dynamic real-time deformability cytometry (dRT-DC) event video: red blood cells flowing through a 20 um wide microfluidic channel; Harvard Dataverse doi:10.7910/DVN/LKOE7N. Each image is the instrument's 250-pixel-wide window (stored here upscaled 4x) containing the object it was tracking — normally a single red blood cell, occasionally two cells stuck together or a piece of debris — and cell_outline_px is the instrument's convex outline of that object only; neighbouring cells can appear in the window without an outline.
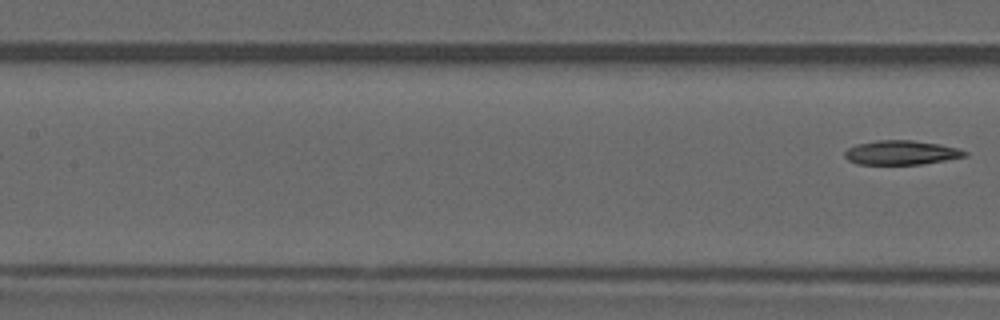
{"species": "common noctule bat (a hibernating species)", "species_latin": "Nyctalus noctula", "temperature_condition": "warm", "stored_images_in_passage": 4, "segment_of_instrument_passage": [2, 2], "camera_frame_rate_fps": 3000, "um_per_image_px": 0.085, "animal": {"sex": "male", "forearm_length_mm": 52.5}, "frame": {"image": 1, "passage_image": 4, "time_ms": 4.667, "image_size_px": [1000, 320], "cell_outline_px": [[968, 156], [924, 164], [856, 164], [848, 160], [844, 156], [844, 152], [848, 148], [856, 144], [876, 140], [912, 140], [940, 144], [960, 148], [968, 152]], "centroid_in_image_um": [76.63, 12.97], "position_along_channel_um": 130.8, "area_um2": 17.17}}